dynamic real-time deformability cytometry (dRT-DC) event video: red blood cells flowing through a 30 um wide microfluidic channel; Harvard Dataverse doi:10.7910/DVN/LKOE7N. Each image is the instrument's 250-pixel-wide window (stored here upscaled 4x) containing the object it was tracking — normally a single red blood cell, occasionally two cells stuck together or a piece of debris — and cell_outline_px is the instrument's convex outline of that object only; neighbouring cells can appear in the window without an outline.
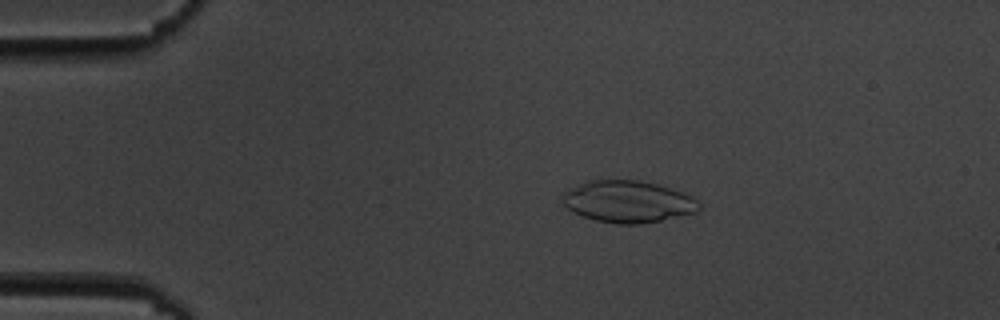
{"species": "common noctule bat (a hibernating species)", "species_latin": "Nyctalus noctula", "temperature_condition": "cold", "stored_images_in_passage": 6, "camera_frame_rate_fps": 3000, "um_per_image_px": 0.085, "animal": {"sex": "male", "body_mass_g": 19.5, "forearm_length_mm": 54.6}, "frame": {"image": 1, "passage_image": 3, "time_ms": 3.333, "image_size_px": [1000, 320], "cell_outline_px": [[700, 208], [696, 212], [660, 220], [640, 224], [616, 224], [596, 220], [572, 212], [560, 200], [564, 192], [568, 188], [584, 180], [640, 180], [656, 184], [692, 196], [700, 204]], "centroid_in_image_um": [53.31, 17.12], "position_along_channel_um": 31.7, "area_um2": 33.29}}